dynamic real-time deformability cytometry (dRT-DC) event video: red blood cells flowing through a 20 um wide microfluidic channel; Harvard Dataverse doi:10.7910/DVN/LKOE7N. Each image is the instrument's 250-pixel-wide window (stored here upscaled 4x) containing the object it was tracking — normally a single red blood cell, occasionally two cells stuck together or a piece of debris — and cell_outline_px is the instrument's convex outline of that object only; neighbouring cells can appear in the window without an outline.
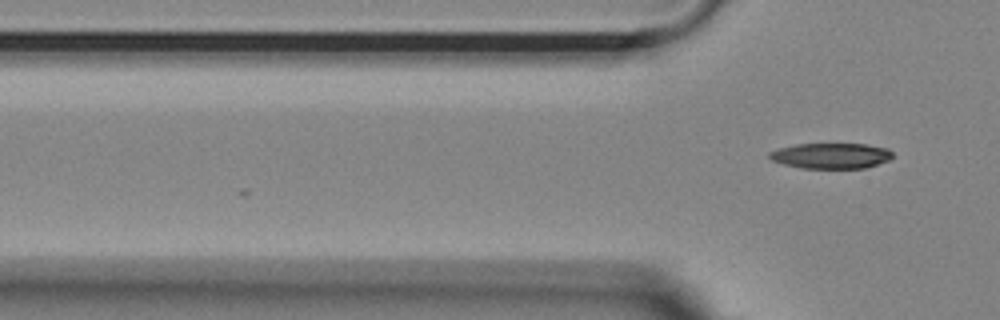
{"species": "Egyptian fruit bat (a non-hibernating species)", "species_latin": "Rousettus aegyptiacus", "temperature_condition": "room temperature", "stored_images_in_passage": 3, "camera_frame_rate_fps": 3000, "um_per_image_px": 0.085, "animal": {"sex": "female"}, "frame": {"image": 1, "passage_image": 3, "time_ms": 0.667, "image_size_px": [1000, 320], "cell_outline_px": [[892, 156], [888, 160], [864, 168], [800, 168], [784, 164], [772, 160], [768, 156], [768, 152], [780, 148], [796, 144], [868, 144], [888, 148], [892, 152]], "centroid_in_image_um": [70.63, 13.23], "position_along_channel_um": 55.2, "area_um2": 18.26}}